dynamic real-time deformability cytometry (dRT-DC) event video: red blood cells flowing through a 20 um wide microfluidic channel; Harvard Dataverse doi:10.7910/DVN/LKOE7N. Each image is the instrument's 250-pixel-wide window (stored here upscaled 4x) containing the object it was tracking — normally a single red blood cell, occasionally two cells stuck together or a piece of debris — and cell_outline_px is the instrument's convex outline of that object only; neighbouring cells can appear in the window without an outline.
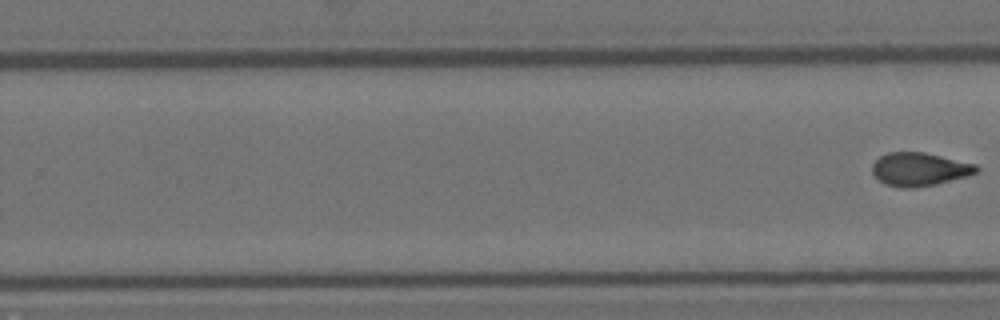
{"species": "Egyptian fruit bat (a non-hibernating species)", "species_latin": "Rousettus aegyptiacus", "temperature_condition": "room temperature", "stored_images_in_passage": 10, "segment_of_instrument_passage": [2, 2], "camera_frame_rate_fps": 3000, "um_per_image_px": 0.085, "animal": {"sex": "female"}, "frame": {"image": 1, "passage_image": 10, "time_ms": 11.667, "image_size_px": [1000, 320], "cell_outline_px": [[980, 168], [976, 172], [968, 176], [936, 184], [908, 188], [900, 188], [884, 184], [872, 172], [872, 164], [880, 156], [888, 152], [924, 152], [976, 164]], "centroid_in_image_um": [78.15, 14.38], "position_along_channel_um": 251.7, "area_um2": 20.17}}